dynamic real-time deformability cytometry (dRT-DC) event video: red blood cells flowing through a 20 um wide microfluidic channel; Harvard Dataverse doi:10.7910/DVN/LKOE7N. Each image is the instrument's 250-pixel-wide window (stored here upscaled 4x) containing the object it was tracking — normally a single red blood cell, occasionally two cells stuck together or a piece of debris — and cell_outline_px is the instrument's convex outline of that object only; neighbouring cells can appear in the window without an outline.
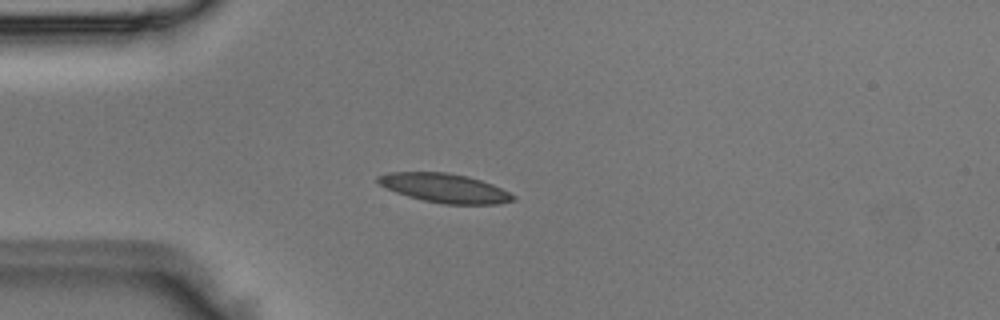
{"species": "Egyptian fruit bat (a non-hibernating species)", "species_latin": "Rousettus aegyptiacus", "temperature_condition": "room temperature", "stored_images_in_passage": 4, "camera_frame_rate_fps": 3000, "um_per_image_px": 0.085, "animal": {"sex": "male"}, "frame": {"image": 1, "passage_image": 3, "time_ms": 0.667, "image_size_px": [1000, 320], "cell_outline_px": [[516, 200], [500, 204], [444, 204], [424, 200], [408, 196], [396, 192], [380, 184], [376, 180], [376, 176], [388, 172], [448, 172], [468, 176], [492, 184], [516, 196]], "centroid_in_image_um": [37.81, 15.98], "position_along_channel_um": 47.2, "area_um2": 22.83}}